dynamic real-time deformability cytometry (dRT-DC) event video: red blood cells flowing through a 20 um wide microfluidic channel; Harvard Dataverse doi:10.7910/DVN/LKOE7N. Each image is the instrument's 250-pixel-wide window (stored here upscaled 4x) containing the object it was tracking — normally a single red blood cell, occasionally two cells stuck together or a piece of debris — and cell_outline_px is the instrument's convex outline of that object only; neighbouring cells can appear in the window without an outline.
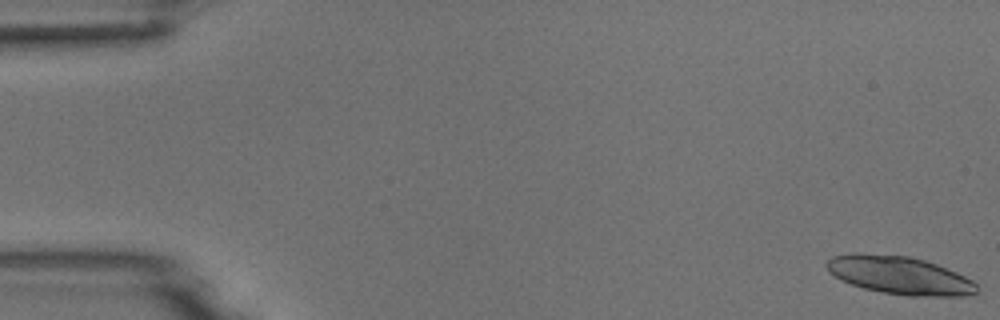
{"species": "common noctule bat (a hibernating species)", "species_latin": "Nyctalus noctula", "temperature_condition": "room temperature", "stored_images_in_passage": 21, "camera_frame_rate_fps": 3000, "um_per_image_px": 0.085, "animal": {"sex": "male", "body_mass_g": 18.8}, "frame": {"image": 1, "passage_image": 1, "time_ms": 0.0, "image_size_px": [1000, 320], "cell_outline_px": [[976, 292], [964, 296], [908, 296], [884, 292], [864, 288], [840, 280], [828, 272], [824, 264], [832, 256], [852, 252], [860, 252], [908, 256], [924, 260], [936, 264], [956, 272], [972, 280], [976, 284]], "centroid_in_image_um": [76.4, 23.38], "position_along_channel_um": 8.6, "area_um2": 33.35}}